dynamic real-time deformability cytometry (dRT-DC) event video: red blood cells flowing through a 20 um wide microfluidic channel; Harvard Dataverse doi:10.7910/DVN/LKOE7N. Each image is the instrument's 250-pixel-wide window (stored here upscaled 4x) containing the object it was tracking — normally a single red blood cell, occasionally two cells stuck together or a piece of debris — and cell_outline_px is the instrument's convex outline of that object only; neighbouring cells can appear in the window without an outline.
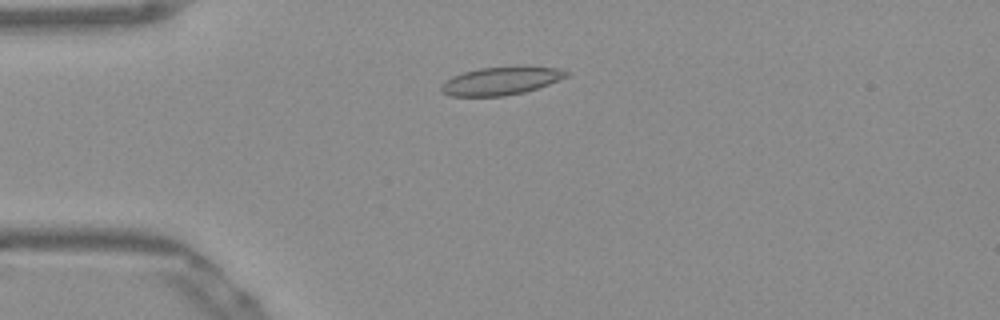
{"species": "Egyptian fruit bat (a non-hibernating species)", "species_latin": "Rousettus aegyptiacus", "temperature_condition": "warm", "stored_images_in_passage": 47, "camera_frame_rate_fps": 3000, "um_per_image_px": 0.085, "frame": {"image": 1, "passage_image": 11, "time_ms": 3.333, "image_size_px": [1000, 320], "cell_outline_px": [[568, 76], [548, 84], [524, 92], [504, 96], [452, 96], [440, 92], [440, 88], [444, 80], [452, 76], [464, 72], [480, 68], [524, 64], [560, 68], [568, 72]], "centroid_in_image_um": [42.59, 6.84], "position_along_channel_um": 42.4, "area_um2": 20.98}}
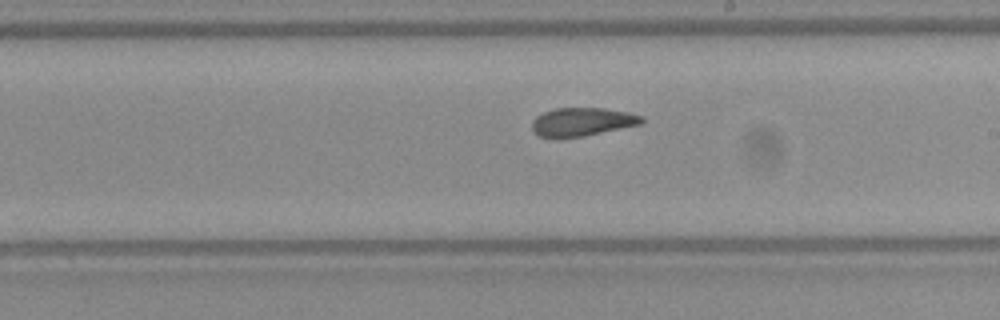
{"frame": {"image": 2, "passage_image": 28, "time_ms": 9.0, "image_size_px": [1000, 320], "cell_outline_px": [[644, 120], [640, 124], [584, 136], [556, 140], [552, 140], [536, 136], [532, 132], [532, 120], [536, 116], [552, 108], [604, 108], [628, 112], [644, 116]], "centroid_in_image_um": [49.39, 10.39], "position_along_channel_um": 239.6, "area_um2": 18.73}}
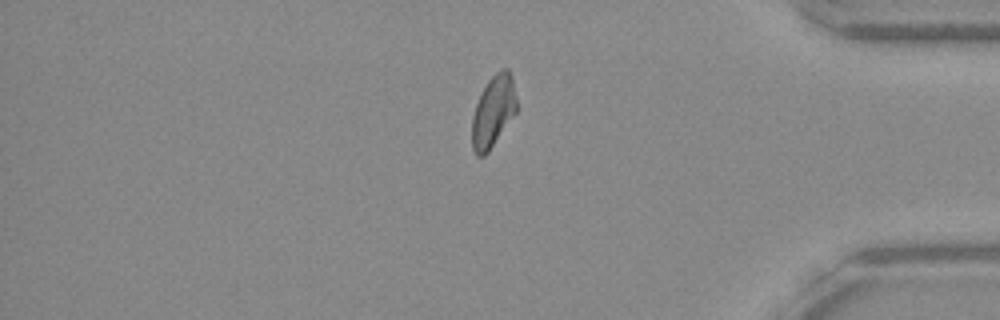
{"frame": {"image": 3, "passage_image": 42, "time_ms": 13.667, "image_size_px": [1000, 320], "cell_outline_px": [[516, 112], [488, 152], [484, 156], [476, 156], [472, 148], [472, 116], [476, 104], [488, 80], [496, 72], [504, 68], [508, 68], [512, 76], [516, 100]], "centroid_in_image_um": [41.91, 9.47], "position_along_channel_um": 393.3, "area_um2": 18.38}, "authors_computed_cell_mechanics": {"area_um2": 19.1318, "velocity_mm_per_s": 3.8711, "shape_relaxation_time_tau1_ms": 9.8973, "shape_relaxation_time_tau2_ms": 1.1284, "deformation_change_tau1": 0.2286, "deformation_change_tau2": 0.0716}}